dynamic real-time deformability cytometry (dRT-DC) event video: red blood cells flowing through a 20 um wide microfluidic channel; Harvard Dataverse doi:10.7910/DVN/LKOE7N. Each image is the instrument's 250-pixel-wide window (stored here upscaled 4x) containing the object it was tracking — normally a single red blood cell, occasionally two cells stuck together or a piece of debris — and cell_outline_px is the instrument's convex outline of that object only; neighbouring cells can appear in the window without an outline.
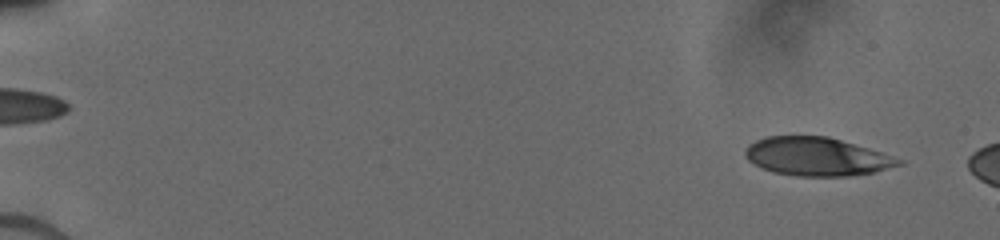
{"species": "human", "species_latin": "Homo sapiens", "temperature_condition": "cold", "stored_images_in_passage": 9, "camera_frame_rate_fps": 3000, "um_per_image_px": 0.085, "donor": {"sex": "male"}, "frame": {"image": 1, "passage_image": 3, "time_ms": 0.667, "image_size_px": [1000, 240], "cell_outline_px": [[904, 164], [872, 172], [848, 176], [796, 176], [772, 172], [760, 168], [752, 164], [744, 156], [744, 152], [748, 144], [764, 136], [828, 136], [868, 148], [904, 160]], "centroid_in_image_um": [69.36, 13.31], "position_along_channel_um": 15.6, "area_um2": 34.45}}